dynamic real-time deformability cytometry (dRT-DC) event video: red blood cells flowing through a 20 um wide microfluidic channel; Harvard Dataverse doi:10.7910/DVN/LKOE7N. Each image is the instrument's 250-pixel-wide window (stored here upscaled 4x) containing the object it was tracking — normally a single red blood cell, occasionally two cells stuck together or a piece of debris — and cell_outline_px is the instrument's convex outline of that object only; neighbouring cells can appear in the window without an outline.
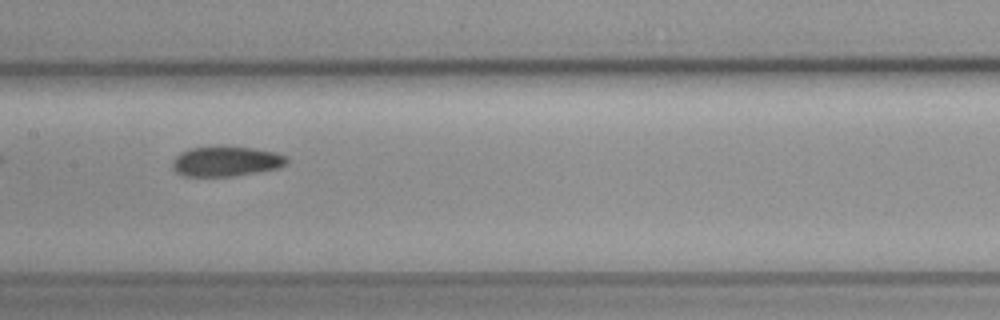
{"species": "common noctule bat (a hibernating species)", "species_latin": "Nyctalus noctula", "temperature_condition": "cold", "stored_images_in_passage": 36, "camera_frame_rate_fps": 3000, "um_per_image_px": 0.085, "animal": {"sex": "female", "body_mass_g": 19.3, "forearm_length_mm": 54.1}, "frame": {"image": 1, "passage_image": 11, "time_ms": 3.333, "image_size_px": [1000, 320], "cell_outline_px": [[288, 160], [280, 168], [232, 176], [184, 176], [176, 172], [172, 168], [172, 160], [180, 152], [192, 148], [252, 148], [276, 152], [288, 156]], "centroid_in_image_um": [19.22, 13.74], "position_along_channel_um": 188.2, "area_um2": 19.59}}
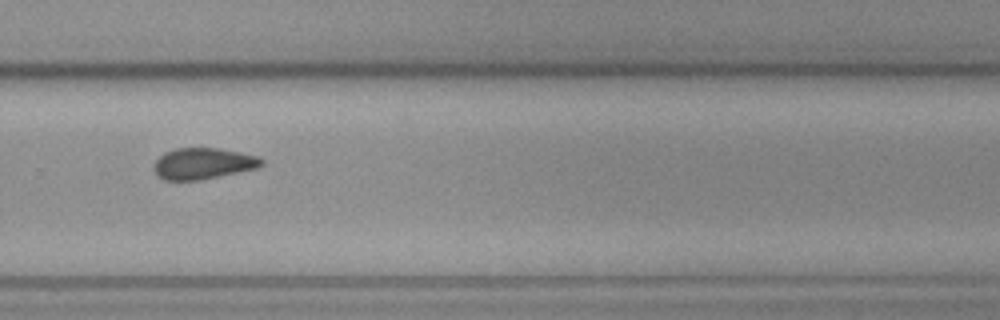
{"frame": {"image": 2, "passage_image": 21, "time_ms": 6.667, "image_size_px": [1000, 320], "cell_outline_px": [[264, 164], [256, 168], [200, 180], [164, 180], [156, 172], [156, 160], [164, 152], [176, 148], [220, 148], [260, 156], [264, 160]], "centroid_in_image_um": [17.32, 13.88], "position_along_channel_um": 312.5, "area_um2": 19.42}, "authors_computed_cell_mechanics": {"area_um2": 19.6231, "velocity_mm_per_s": 3.7392, "shape_relaxation_time_tau1_ms": null, "shape_relaxation_time_tau2_ms": 6.4328, "deformation_change_tau1": null, "deformation_change_tau2": 0.134}}